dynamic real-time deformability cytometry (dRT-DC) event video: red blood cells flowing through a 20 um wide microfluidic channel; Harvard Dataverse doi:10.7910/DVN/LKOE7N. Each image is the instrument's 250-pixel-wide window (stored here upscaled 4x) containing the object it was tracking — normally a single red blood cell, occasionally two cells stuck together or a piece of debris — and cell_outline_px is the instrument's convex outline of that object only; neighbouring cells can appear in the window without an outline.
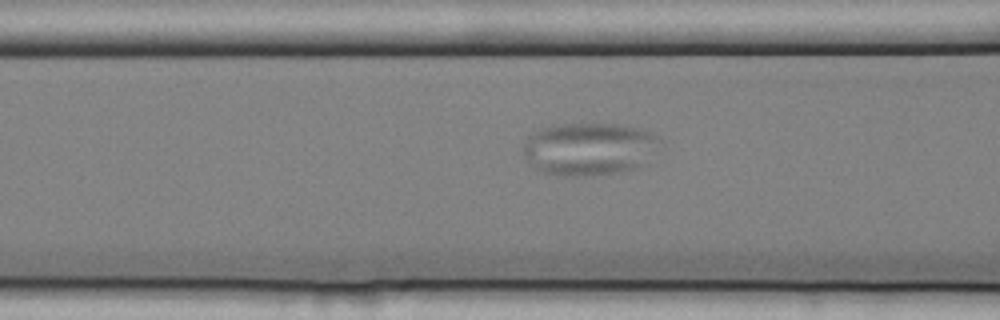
{"species": "common noctule bat (a hibernating species)", "species_latin": "Nyctalus noctula", "temperature_condition": "cold", "stored_images_in_passage": 33, "camera_frame_rate_fps": 3000, "um_per_image_px": 0.085, "animal": {"sex": "female", "body_mass_g": 25.1}, "frame": {"image": 1, "passage_image": 6, "time_ms": 1.667, "image_size_px": [1000, 320], "cell_outline_px": [[660, 140], [640, 164], [636, 168], [616, 172], [576, 176], [560, 176], [544, 172], [536, 168], [524, 156], [524, 144], [528, 136], [532, 132], [552, 124], [620, 124], [636, 128], [648, 132], [656, 136]], "centroid_in_image_um": [49.97, 12.63], "position_along_channel_um": 116.6, "area_um2": 41.04}}
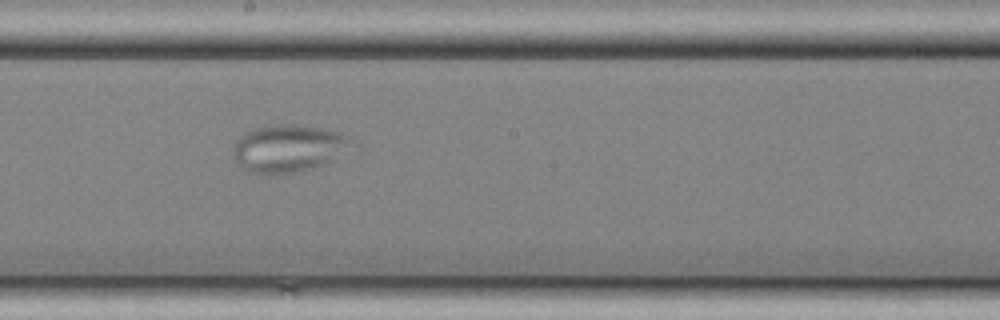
{"frame": {"image": 2, "passage_image": 15, "time_ms": 4.667, "image_size_px": [1000, 320], "cell_outline_px": [[364, 148], [332, 160], [320, 164], [280, 176], [252, 172], [244, 168], [236, 160], [232, 152], [236, 140], [240, 136], [256, 128], [276, 124], [296, 124], [320, 128], [340, 132], [352, 136]], "centroid_in_image_um": [24.7, 12.6], "position_along_channel_um": 223.5, "area_um2": 33.64}}
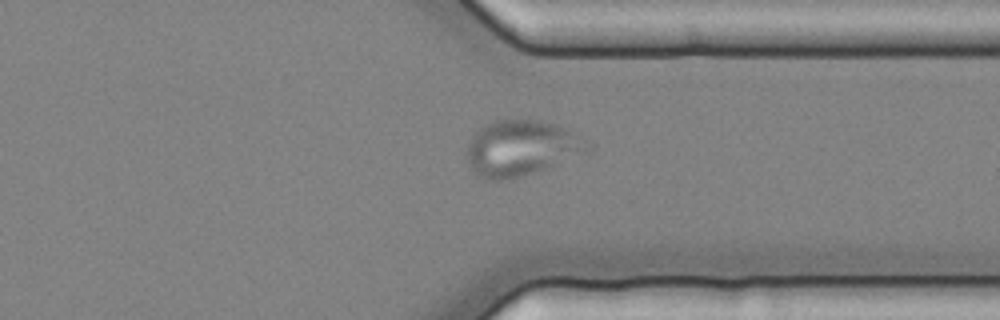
{"frame": {"image": 3, "passage_image": 27, "time_ms": 8.667, "image_size_px": [1000, 320], "cell_outline_px": [[592, 148], [588, 152], [536, 172], [508, 180], [488, 180], [476, 176], [468, 164], [468, 144], [476, 132], [480, 128], [496, 120], [544, 120], [592, 144]], "centroid_in_image_um": [44.28, 12.62], "position_along_channel_um": 367.1, "area_um2": 38.61}}